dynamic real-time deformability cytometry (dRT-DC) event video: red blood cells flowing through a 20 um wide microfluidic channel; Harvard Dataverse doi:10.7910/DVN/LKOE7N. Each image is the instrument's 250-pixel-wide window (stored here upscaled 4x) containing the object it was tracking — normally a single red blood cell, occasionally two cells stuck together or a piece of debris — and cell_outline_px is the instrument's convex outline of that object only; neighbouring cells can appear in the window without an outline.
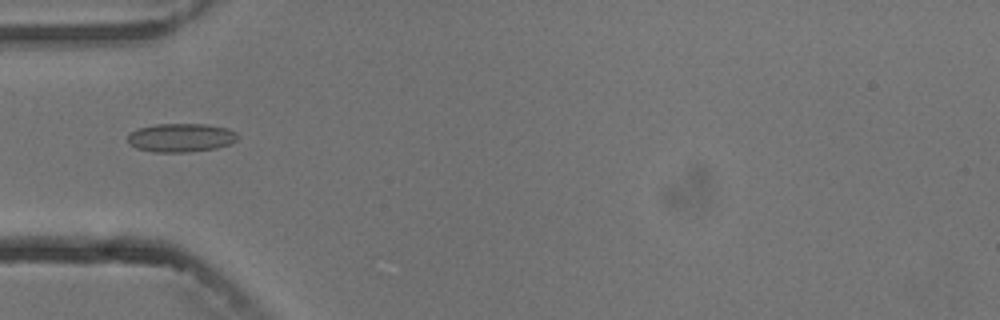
{"species": "common noctule bat (a hibernating species)", "species_latin": "Nyctalus noctula", "temperature_condition": "cold", "stored_images_in_passage": 2, "camera_frame_rate_fps": 3000, "um_per_image_px": 0.085, "animal": {"sex": "male", "body_mass_g": 13.3}, "frame": {"image": 1, "passage_image": 2, "time_ms": 1.0, "image_size_px": [1000, 320], "cell_outline_px": [[240, 136], [236, 140], [228, 144], [216, 148], [188, 152], [152, 152], [136, 148], [128, 144], [128, 136], [136, 128], [156, 124], [208, 124], [228, 128], [236, 132]], "centroid_in_image_um": [15.37, 11.7], "position_along_channel_um": 69.6, "area_um2": 18.5}}